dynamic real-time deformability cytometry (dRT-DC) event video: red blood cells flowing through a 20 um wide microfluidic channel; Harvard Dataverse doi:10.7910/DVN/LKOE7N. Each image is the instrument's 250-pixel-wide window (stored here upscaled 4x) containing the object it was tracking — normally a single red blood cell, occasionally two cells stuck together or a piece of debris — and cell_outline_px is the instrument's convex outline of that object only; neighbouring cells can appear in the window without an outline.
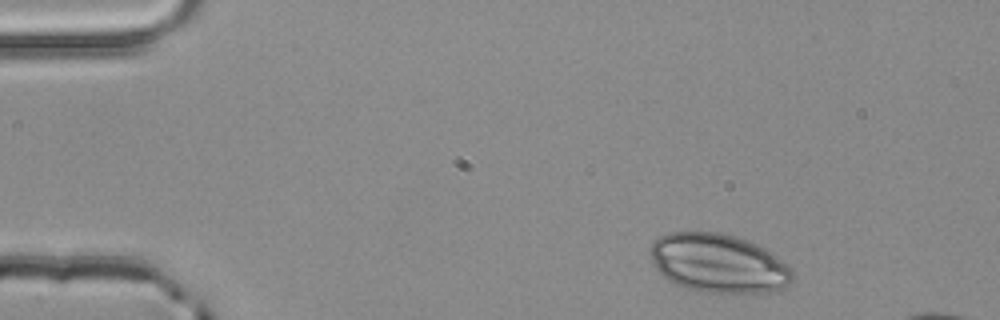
{"species": "common noctule bat (a hibernating species)", "species_latin": "Nyctalus noctula", "temperature_condition": "room temperature", "stored_images_in_passage": 2, "segment_of_instrument_passage": [2, 2], "camera_frame_rate_fps": 3000, "um_per_image_px": 0.085, "animal": {"sex": "male", "body_mass_g": 20.4}, "frame": {"image": 1, "passage_image": 2, "time_ms": 0.333, "image_size_px": [1000, 320], "cell_outline_px": [[792, 280], [784, 288], [768, 292], [704, 292], [684, 288], [668, 280], [656, 268], [652, 260], [648, 248], [660, 236], [668, 232], [720, 232], [736, 236], [748, 240], [764, 248], [776, 256], [792, 272]], "centroid_in_image_um": [61.02, 22.37], "position_along_channel_um": 24.0, "area_um2": 48.49}}